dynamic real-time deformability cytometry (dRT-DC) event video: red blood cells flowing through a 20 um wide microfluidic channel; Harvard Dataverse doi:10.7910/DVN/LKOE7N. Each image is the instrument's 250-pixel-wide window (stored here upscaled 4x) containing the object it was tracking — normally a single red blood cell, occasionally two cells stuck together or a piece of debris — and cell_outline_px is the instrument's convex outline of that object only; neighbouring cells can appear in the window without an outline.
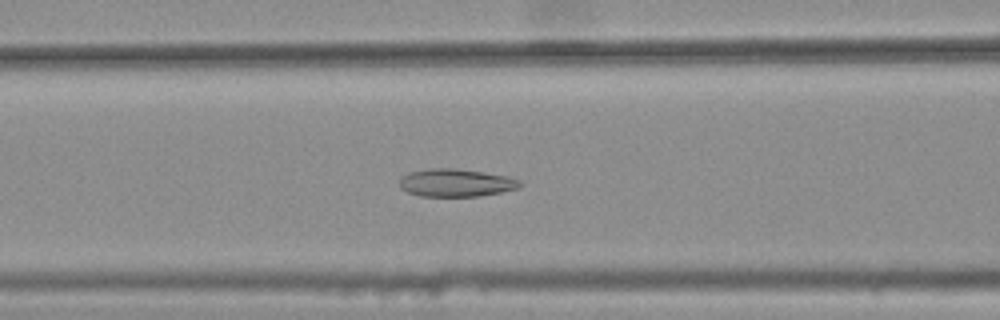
{"species": "common noctule bat (a hibernating species)", "species_latin": "Nyctalus noctula", "temperature_condition": "warm", "stored_images_in_passage": 44, "camera_frame_rate_fps": 3000, "um_per_image_px": 0.085, "animal": {"sex": "female", "body_mass_g": 25.1}, "frame": {"image": 1, "passage_image": 21, "time_ms": 6.667, "image_size_px": [1000, 320], "cell_outline_px": [[524, 184], [520, 188], [480, 196], [420, 196], [408, 192], [400, 188], [400, 180], [404, 176], [412, 172], [428, 168], [456, 168], [484, 172], [508, 176], [520, 180]], "centroid_in_image_um": [38.81, 15.53], "position_along_channel_um": 127.8, "area_um2": 19.54}}
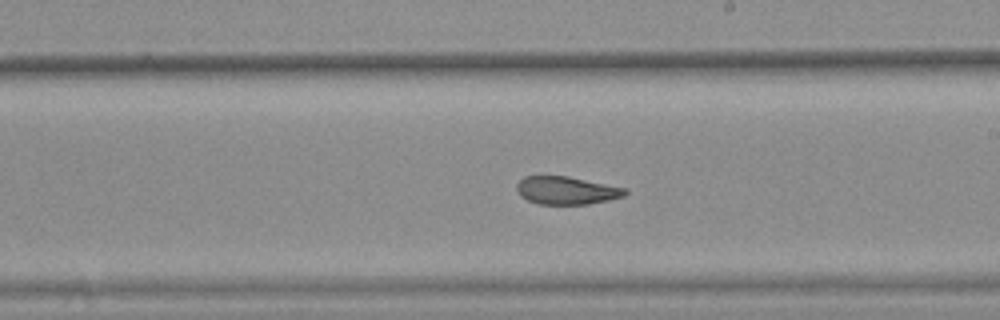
{"frame": {"image": 2, "passage_image": 30, "time_ms": 9.667, "image_size_px": [1000, 320], "cell_outline_px": [[628, 192], [624, 196], [608, 200], [588, 204], [540, 204], [528, 200], [520, 196], [516, 188], [516, 184], [524, 176], [568, 176], [628, 188]], "centroid_in_image_um": [48.17, 16.18], "position_along_channel_um": 240.8, "area_um2": 17.69}}
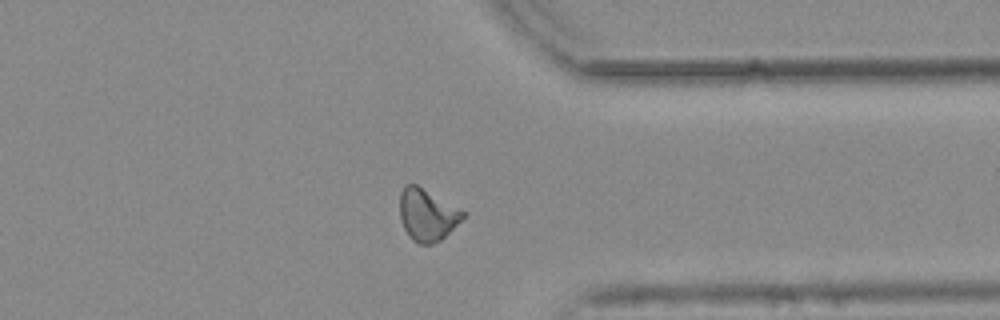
{"frame": {"image": 3, "passage_image": 41, "time_ms": 13.333, "image_size_px": [1000, 320], "cell_outline_px": [[468, 212], [440, 240], [432, 244], [420, 244], [412, 240], [408, 236], [400, 220], [400, 192], [404, 184], [416, 184]], "centroid_in_image_um": [36.29, 18.24], "position_along_channel_um": 375.1, "area_um2": 19.13}, "authors_computed_cell_mechanics": {"area_um2": 19.363, "velocity_mm_per_s": 3.7816, "shape_relaxation_time_tau1_ms": null, "shape_relaxation_time_tau2_ms": 2.3962, "deformation_change_tau1": null, "deformation_change_tau2": 0.0903}}